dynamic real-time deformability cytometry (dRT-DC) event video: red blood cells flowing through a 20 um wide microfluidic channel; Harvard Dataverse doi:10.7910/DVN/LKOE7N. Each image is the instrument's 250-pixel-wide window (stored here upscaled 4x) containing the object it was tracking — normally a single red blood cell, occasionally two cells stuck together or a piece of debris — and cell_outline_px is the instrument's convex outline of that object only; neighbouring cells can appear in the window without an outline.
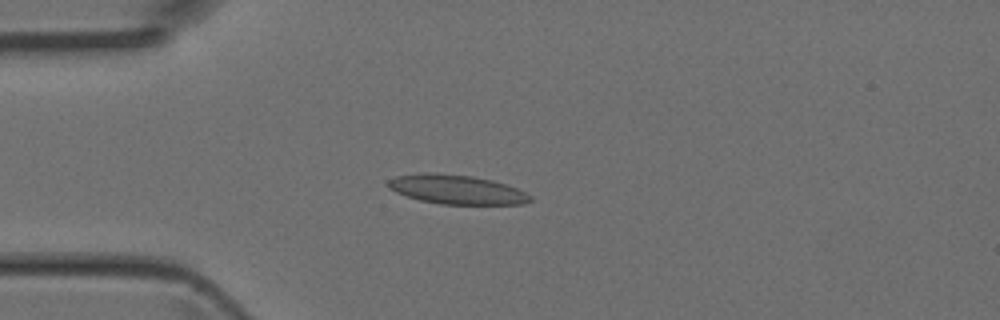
{"species": "Egyptian fruit bat (a non-hibernating species)", "species_latin": "Rousettus aegyptiacus", "temperature_condition": "room temperature", "stored_images_in_passage": 3, "camera_frame_rate_fps": 3000, "um_per_image_px": 0.085, "animal": {"sex": "female"}, "frame": {"image": 1, "passage_image": 3, "time_ms": 0.667, "image_size_px": [1000, 320], "cell_outline_px": [[532, 200], [524, 204], [440, 204], [420, 200], [396, 192], [388, 188], [388, 180], [396, 176], [424, 172], [472, 176], [492, 180], [508, 184], [532, 196]], "centroid_in_image_um": [38.82, 16.11], "position_along_channel_um": 46.2, "area_um2": 24.1}}